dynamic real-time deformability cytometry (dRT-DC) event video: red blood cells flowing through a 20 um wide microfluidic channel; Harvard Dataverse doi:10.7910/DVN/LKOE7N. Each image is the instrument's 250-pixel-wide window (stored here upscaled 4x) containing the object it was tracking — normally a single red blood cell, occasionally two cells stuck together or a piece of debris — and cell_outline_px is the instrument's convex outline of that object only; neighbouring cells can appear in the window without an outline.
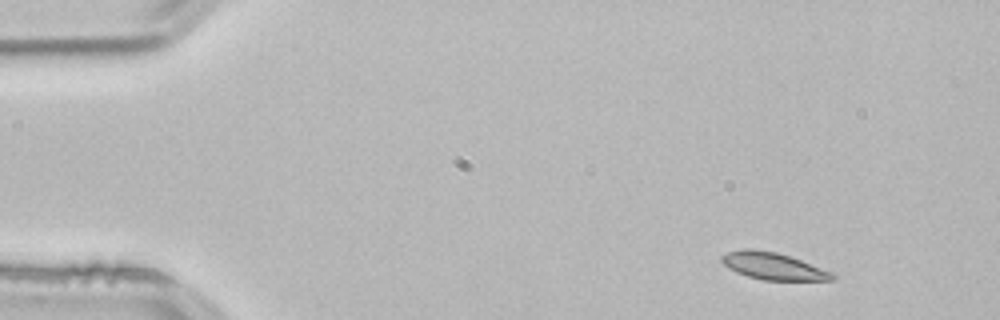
{"species": "common noctule bat (a hibernating species)", "species_latin": "Nyctalus noctula", "temperature_condition": "room temperature", "stored_images_in_passage": 48, "camera_frame_rate_fps": 3000, "um_per_image_px": 0.085, "animal": {"sex": "male", "body_mass_g": 21.5, "forearm_length_mm": 52.0}, "frame": {"image": 1, "passage_image": 1, "time_ms": 0.0, "image_size_px": [1000, 320], "cell_outline_px": [[836, 280], [764, 280], [748, 276], [736, 272], [728, 268], [720, 260], [720, 256], [728, 252], [744, 248], [752, 248], [776, 252], [800, 260], [832, 272], [836, 276]], "centroid_in_image_um": [65.69, 22.61], "position_along_channel_um": 19.3, "area_um2": 17.34}}
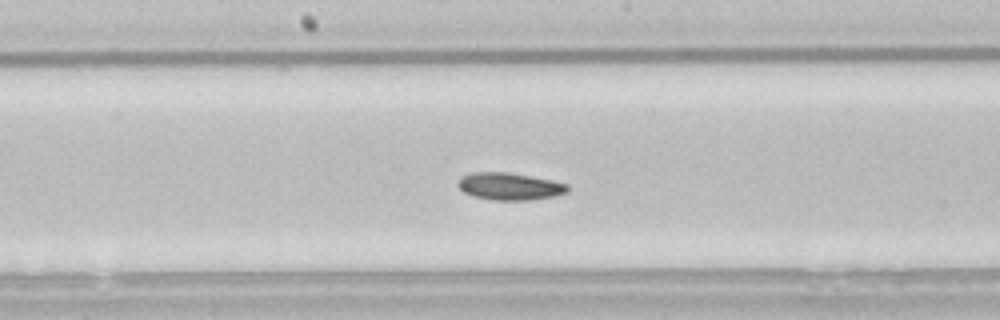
{"frame": {"image": 2, "passage_image": 23, "time_ms": 7.333, "image_size_px": [1000, 320], "cell_outline_px": [[568, 192], [556, 196], [528, 200], [492, 200], [472, 196], [464, 192], [456, 184], [460, 176], [472, 172], [508, 172], [552, 180], [568, 184]], "centroid_in_image_um": [43.3, 15.84], "position_along_channel_um": 204.9, "area_um2": 17.57}}
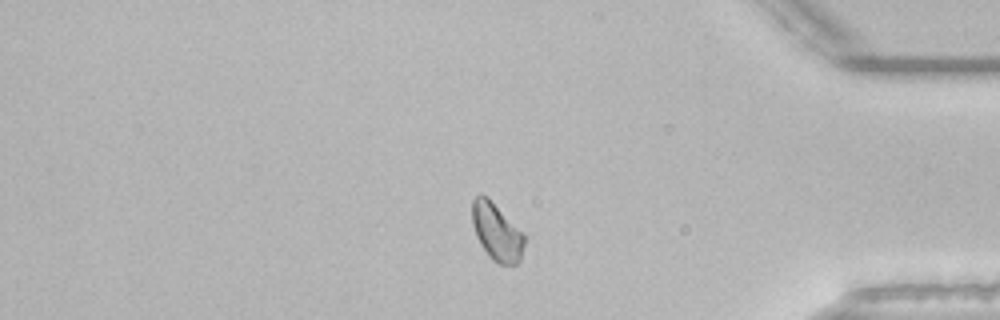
{"frame": {"image": 3, "passage_image": 40, "time_ms": 13.0, "image_size_px": [1000, 320], "cell_outline_px": [[524, 244], [520, 260], [516, 264], [496, 264], [488, 256], [480, 244], [476, 236], [472, 224], [472, 200], [476, 196], [488, 196], [524, 232]], "centroid_in_image_um": [42.22, 19.71], "position_along_channel_um": 393.0, "area_um2": 17.69}, "authors_computed_cell_mechanics": {"area_um2": 17.4267, "velocity_mm_per_s": 3.8192, "shape_relaxation_time_tau1_ms": 4.2529, "shape_relaxation_time_tau2_ms": null, "deformation_change_tau1": 0.0837, "deformation_change_tau2": null}}